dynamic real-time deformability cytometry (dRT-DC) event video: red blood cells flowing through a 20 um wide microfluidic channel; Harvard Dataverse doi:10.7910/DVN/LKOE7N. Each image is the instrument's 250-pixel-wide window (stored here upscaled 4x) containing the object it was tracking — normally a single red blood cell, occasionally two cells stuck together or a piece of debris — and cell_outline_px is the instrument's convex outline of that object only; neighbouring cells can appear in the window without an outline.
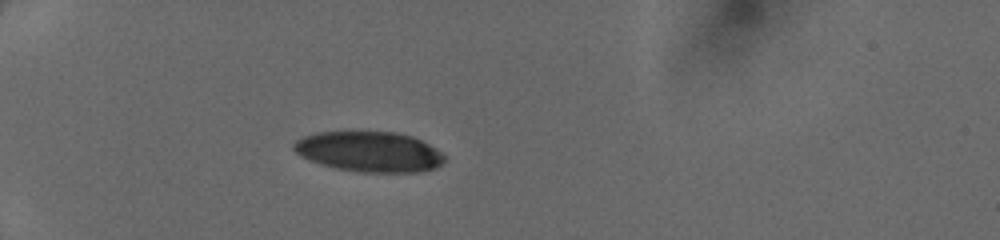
{"species": "human", "species_latin": "Homo sapiens", "temperature_condition": "cold", "stored_images_in_passage": 34, "camera_frame_rate_fps": 3000, "um_per_image_px": 0.085, "donor": {"sex": "female"}, "frame": {"image": 1, "passage_image": 1, "time_ms": 0.0, "image_size_px": [1000, 240], "cell_outline_px": [[444, 160], [436, 168], [416, 172], [360, 172], [336, 168], [320, 164], [300, 156], [292, 148], [292, 144], [296, 140], [304, 136], [316, 132], [396, 132], [412, 136], [436, 148], [444, 156]], "centroid_in_image_um": [31.36, 12.89], "position_along_channel_um": 53.6, "area_um2": 35.32}}
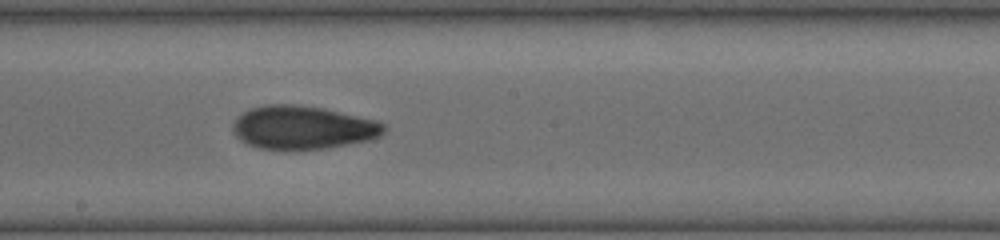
{"frame": {"image": 2, "passage_image": 15, "time_ms": 4.667, "image_size_px": [1000, 240], "cell_outline_px": [[388, 128], [380, 136], [372, 140], [328, 148], [260, 148], [248, 144], [240, 140], [236, 136], [232, 128], [232, 124], [244, 112], [252, 108], [264, 104], [296, 104], [324, 108], [376, 120], [384, 124]], "centroid_in_image_um": [25.79, 10.82], "position_along_channel_um": 222.4, "area_um2": 37.97}}
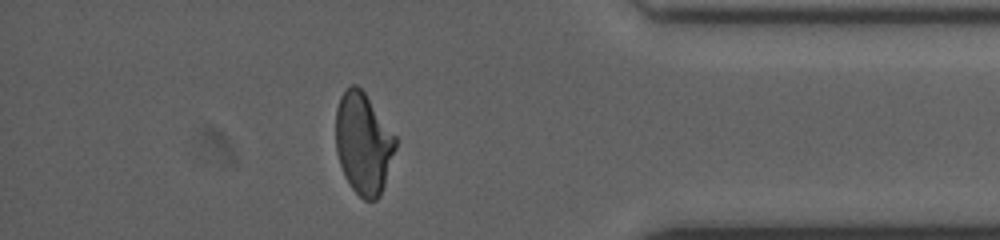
{"frame": {"image": 3, "passage_image": 29, "time_ms": 9.333, "image_size_px": [1000, 240], "cell_outline_px": [[396, 148], [380, 196], [376, 200], [364, 200], [352, 188], [344, 176], [336, 152], [336, 108], [340, 96], [352, 84], [356, 84], [364, 92], [396, 136]], "centroid_in_image_um": [30.88, 12.19], "position_along_channel_um": 404.3, "area_um2": 35.14}}